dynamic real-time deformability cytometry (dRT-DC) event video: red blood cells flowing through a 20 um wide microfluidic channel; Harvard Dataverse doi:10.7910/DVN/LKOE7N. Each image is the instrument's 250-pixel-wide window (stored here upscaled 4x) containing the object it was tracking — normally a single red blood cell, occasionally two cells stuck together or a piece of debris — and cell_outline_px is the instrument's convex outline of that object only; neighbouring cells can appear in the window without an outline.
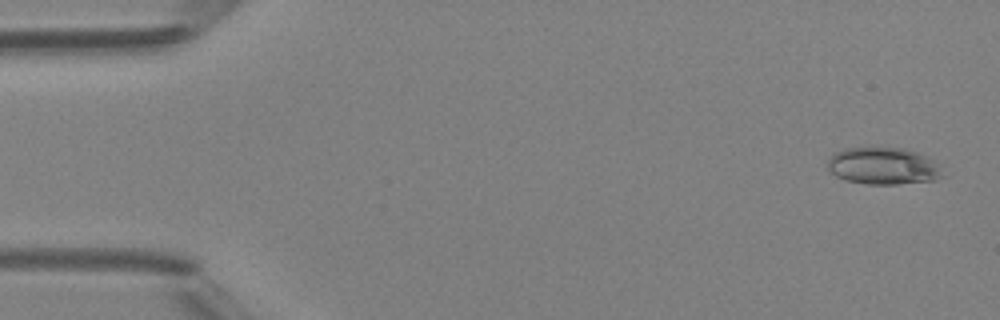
{"species": "Egyptian fruit bat (a non-hibernating species)", "species_latin": "Rousettus aegyptiacus", "temperature_condition": "room temperature", "stored_images_in_passage": 6, "camera_frame_rate_fps": 3000, "um_per_image_px": 0.085, "animal": {"sex": "female"}, "frame": {"image": 1, "passage_image": 1, "time_ms": 0.0, "image_size_px": [1000, 320], "cell_outline_px": [[944, 176], [936, 180], [896, 184], [868, 184], [844, 180], [836, 176], [828, 168], [828, 160], [836, 152], [844, 148], [868, 144], [904, 148], [928, 156], [936, 164]], "centroid_in_image_um": [75.04, 14.06], "position_along_channel_um": 10.0, "area_um2": 25.49}}
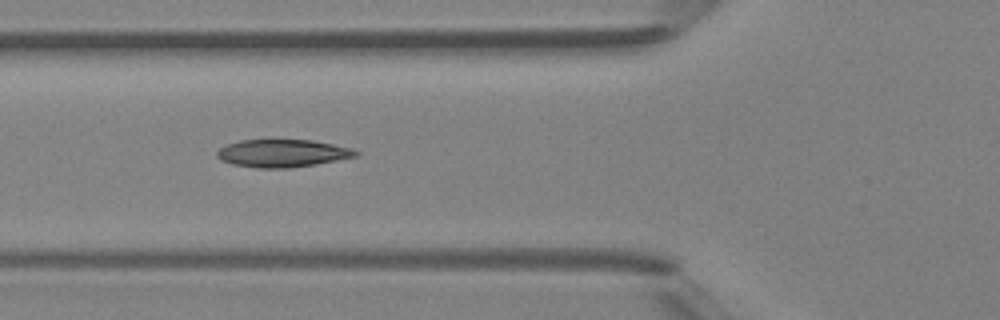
{"frame": {"image": 2, "passage_image": 5, "time_ms": 5.333, "image_size_px": [1000, 320], "cell_outline_px": [[360, 152], [356, 156], [316, 164], [288, 168], [256, 168], [232, 164], [220, 160], [216, 156], [216, 152], [224, 144], [240, 140], [272, 136], [312, 140], [352, 148]], "centroid_in_image_um": [23.93, 12.97], "position_along_channel_um": 101.9, "area_um2": 23.47}}
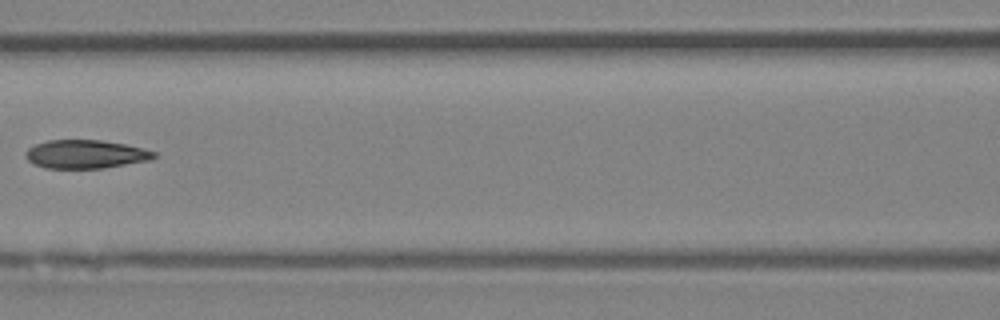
{"frame": {"image": 3, "passage_image": 6, "time_ms": 6.667, "image_size_px": [1000, 320], "cell_outline_px": [[160, 156], [152, 160], [104, 168], [44, 168], [32, 164], [24, 156], [24, 152], [28, 148], [36, 144], [48, 140], [100, 140], [124, 144], [144, 148], [156, 152]], "centroid_in_image_um": [7.3, 13.11], "position_along_channel_um": 159.3, "area_um2": 21.62}}